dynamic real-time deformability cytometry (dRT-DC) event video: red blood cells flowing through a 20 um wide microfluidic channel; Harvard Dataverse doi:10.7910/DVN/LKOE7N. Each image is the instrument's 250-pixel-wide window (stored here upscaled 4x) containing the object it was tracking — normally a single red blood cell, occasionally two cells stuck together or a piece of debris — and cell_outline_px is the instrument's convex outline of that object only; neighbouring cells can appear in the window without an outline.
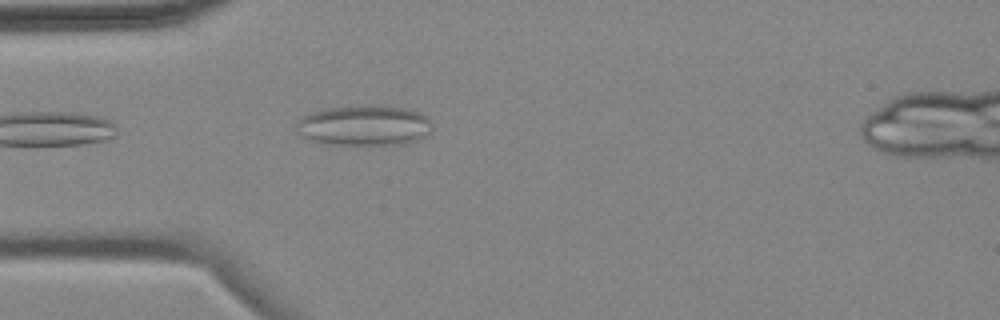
{"species": "common noctule bat (a hibernating species)", "species_latin": "Nyctalus noctula", "temperature_condition": "cold", "stored_images_in_passage": 4, "camera_frame_rate_fps": 3000, "um_per_image_px": 0.085, "animal": {"sex": "female", "body_mass_g": 18.4}, "frame": {"image": 1, "passage_image": 4, "time_ms": 3.667, "image_size_px": [1000, 320], "cell_outline_px": [[432, 128], [424, 136], [416, 140], [404, 144], [320, 144], [300, 136], [296, 132], [296, 120], [312, 112], [328, 108], [404, 108], [420, 112], [428, 116], [432, 120]], "centroid_in_image_um": [30.93, 10.71], "position_along_channel_um": 54.1, "area_um2": 31.27}}